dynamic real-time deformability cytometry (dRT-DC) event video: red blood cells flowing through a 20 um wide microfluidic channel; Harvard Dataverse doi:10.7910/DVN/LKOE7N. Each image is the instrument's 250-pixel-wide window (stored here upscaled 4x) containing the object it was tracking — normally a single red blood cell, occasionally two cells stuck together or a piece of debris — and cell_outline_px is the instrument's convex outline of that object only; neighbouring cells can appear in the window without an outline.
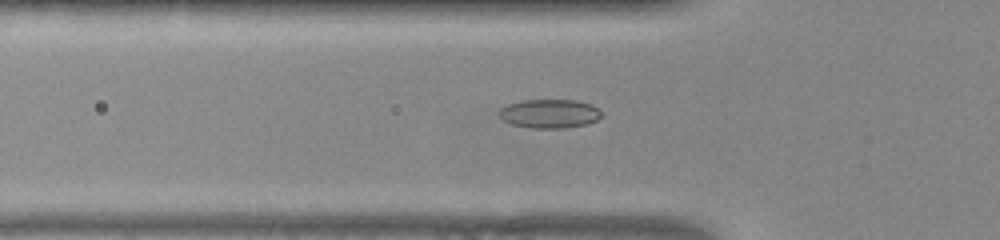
{"species": "common noctule bat (a hibernating species)", "species_latin": "Nyctalus noctula", "temperature_condition": "warm", "stored_images_in_passage": 51, "camera_frame_rate_fps": 3000, "um_per_image_px": 0.085, "animal": {"sex": "female", "body_mass_g": 22.0, "forearm_length_mm": 56.7}, "frame": {"image": 1, "passage_image": 16, "time_ms": 5.0, "image_size_px": [1000, 240], "cell_outline_px": [[600, 116], [596, 120], [588, 124], [564, 128], [532, 128], [512, 124], [504, 120], [496, 112], [500, 108], [508, 104], [520, 100], [576, 100], [592, 104], [600, 112]], "centroid_in_image_um": [46.68, 9.65], "position_along_channel_um": 79.1, "area_um2": 17.22}}
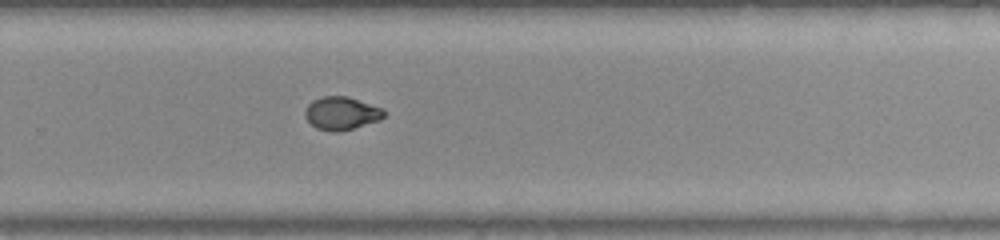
{"frame": {"image": 2, "passage_image": 33, "time_ms": 10.667, "image_size_px": [1000, 240], "cell_outline_px": [[384, 116], [380, 120], [352, 128], [336, 132], [332, 132], [316, 128], [304, 116], [304, 112], [308, 104], [312, 100], [324, 96], [348, 96], [384, 108]], "centroid_in_image_um": [29.02, 9.61], "position_along_channel_um": 300.8, "area_um2": 15.2}}
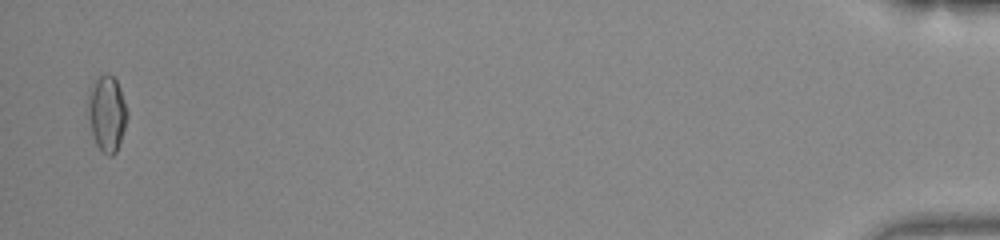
{"frame": {"image": 3, "passage_image": 50, "time_ms": 16.333, "image_size_px": [1000, 240], "cell_outline_px": [[128, 116], [116, 152], [112, 156], [108, 156], [96, 144], [92, 132], [88, 116], [88, 88], [100, 76], [112, 76], [116, 80], [120, 88], [128, 112]], "centroid_in_image_um": [9.08, 9.65], "position_along_channel_um": 426.1, "area_um2": 16.99}, "authors_computed_cell_mechanics": {"area_um2": 15.7794, "velocity_mm_per_s": 3.9096, "shape_relaxation_time_tau1_ms": null, "shape_relaxation_time_tau2_ms": 1.2842, "deformation_change_tau1": null, "deformation_change_tau2": 0.0461}}